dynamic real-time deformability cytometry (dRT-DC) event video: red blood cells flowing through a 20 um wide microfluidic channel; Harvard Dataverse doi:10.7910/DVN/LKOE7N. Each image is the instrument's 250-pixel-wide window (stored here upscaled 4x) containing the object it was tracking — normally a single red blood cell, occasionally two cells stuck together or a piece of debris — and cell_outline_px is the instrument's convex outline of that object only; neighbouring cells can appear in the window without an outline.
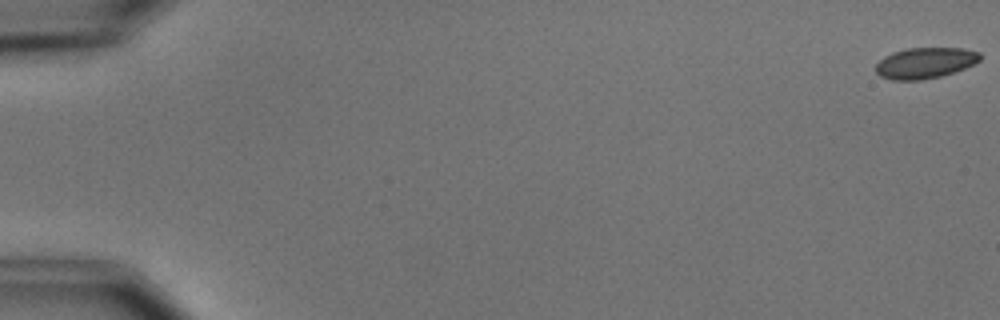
{"species": "common noctule bat (a hibernating species)", "species_latin": "Nyctalus noctula", "temperature_condition": "cold", "stored_images_in_passage": 56, "camera_frame_rate_fps": 3000, "um_per_image_px": 0.085, "animal": {"sex": "male", "body_mass_g": 15.6}, "frame": {"image": 1, "passage_image": 1, "time_ms": 0.0, "image_size_px": [1000, 320], "cell_outline_px": [[980, 60], [964, 68], [940, 76], [920, 80], [892, 80], [880, 76], [876, 72], [876, 64], [884, 56], [892, 52], [908, 48], [964, 48], [980, 52]], "centroid_in_image_um": [78.61, 5.34], "position_along_channel_um": 6.4, "area_um2": 18.67}}
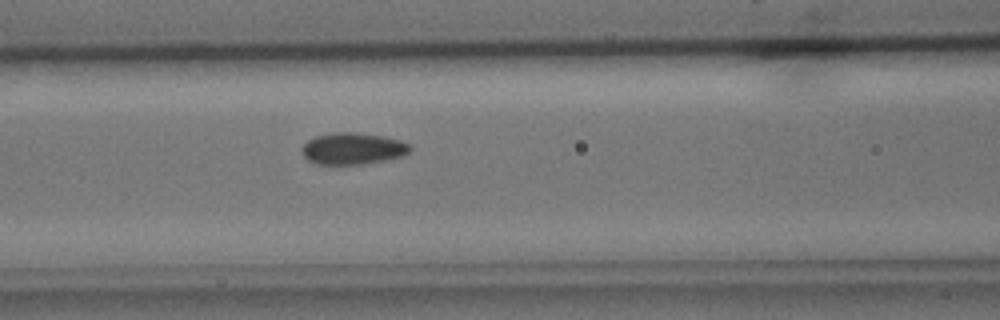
{"frame": {"image": 2, "passage_image": 25, "time_ms": 8.0, "image_size_px": [1000, 320], "cell_outline_px": [[412, 148], [404, 156], [364, 164], [316, 164], [308, 160], [304, 156], [300, 148], [308, 140], [316, 136], [336, 132], [352, 132], [380, 136], [400, 140], [412, 144]], "centroid_in_image_um": [29.99, 12.63], "position_along_channel_um": 136.6, "area_um2": 19.94}}
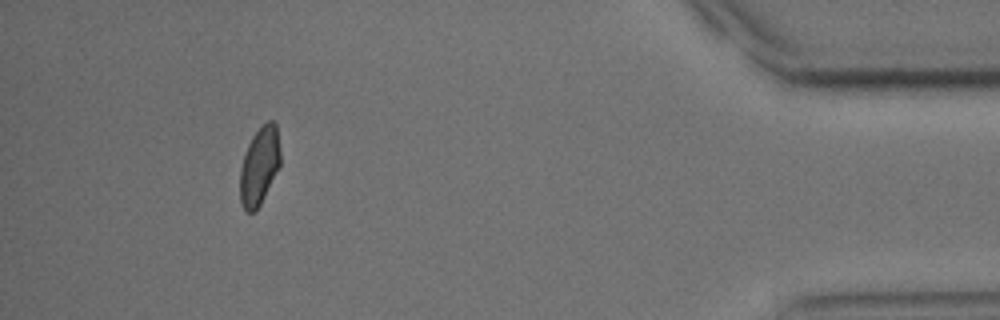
{"frame": {"image": 3, "passage_image": 52, "time_ms": 17.0, "image_size_px": [1000, 320], "cell_outline_px": [[280, 164], [260, 204], [252, 212], [244, 212], [240, 200], [240, 168], [248, 144], [252, 136], [268, 120], [272, 120], [276, 124], [280, 148]], "centroid_in_image_um": [22.04, 14.1], "position_along_channel_um": 413.2, "area_um2": 18.03}, "authors_computed_cell_mechanics": {"area_um2": 19.3052, "velocity_mm_per_s": 3.6673, "shape_relaxation_time_tau1_ms": 2.8539, "shape_relaxation_time_tau2_ms": 1.4695, "deformation_change_tau1": 0.0763, "deformation_change_tau2": 0.0351}}